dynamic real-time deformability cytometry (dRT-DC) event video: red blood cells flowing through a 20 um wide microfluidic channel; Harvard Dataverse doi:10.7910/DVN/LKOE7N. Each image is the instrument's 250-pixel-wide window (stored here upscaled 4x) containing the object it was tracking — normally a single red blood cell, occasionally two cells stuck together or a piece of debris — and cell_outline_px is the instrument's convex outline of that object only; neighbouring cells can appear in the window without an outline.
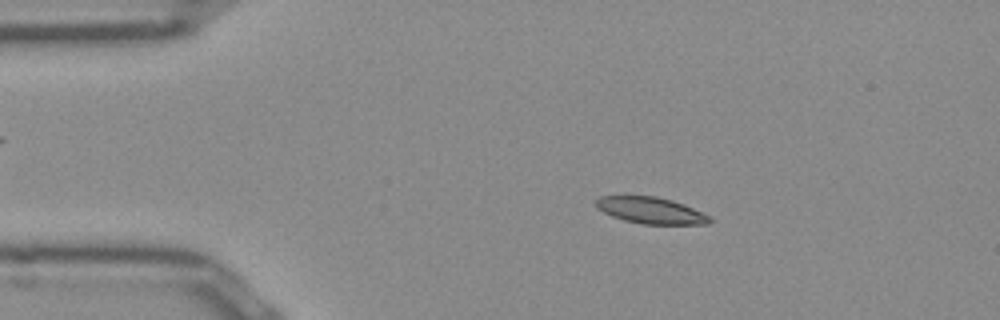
{"species": "Egyptian fruit bat (a non-hibernating species)", "species_latin": "Rousettus aegyptiacus", "temperature_condition": "room temperature", "stored_images_in_passage": 44, "camera_frame_rate_fps": 3000, "um_per_image_px": 0.085, "frame": {"image": 1, "passage_image": 2, "time_ms": 0.333, "image_size_px": [1000, 320], "cell_outline_px": [[712, 220], [708, 224], [640, 224], [624, 220], [612, 216], [596, 208], [596, 200], [600, 196], [656, 196], [672, 200], [684, 204], [708, 216]], "centroid_in_image_um": [55.29, 17.88], "position_along_channel_um": 29.7, "area_um2": 17.4}}
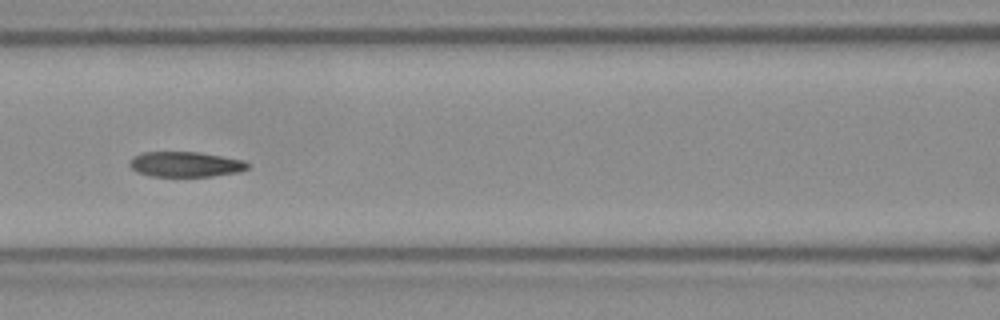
{"frame": {"image": 2, "passage_image": 15, "time_ms": 4.667, "image_size_px": [1000, 320], "cell_outline_px": [[248, 168], [240, 172], [212, 176], [148, 176], [136, 172], [128, 164], [136, 156], [144, 152], [200, 152], [244, 160], [248, 164]], "centroid_in_image_um": [15.78, 13.97], "position_along_channel_um": 150.8, "area_um2": 17.28}}
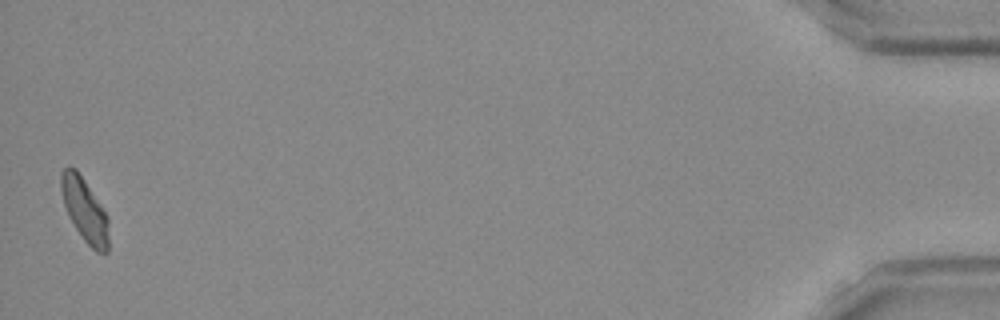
{"frame": {"image": 3, "passage_image": 44, "time_ms": 14.333, "image_size_px": [1000, 320], "cell_outline_px": [[108, 252], [96, 252], [84, 240], [68, 216], [64, 204], [60, 188], [60, 172], [64, 168], [76, 168], [108, 216]], "centroid_in_image_um": [7.18, 17.84], "position_along_channel_um": 428.0, "area_um2": 17.4}, "authors_computed_cell_mechanics": {"area_um2": 18.0336, "velocity_mm_per_s": 3.8875, "shape_relaxation_time_tau1_ms": 8.0634, "shape_relaxation_time_tau2_ms": 2.7186, "deformation_change_tau1": 0.1891, "deformation_change_tau2": 0.0879}}